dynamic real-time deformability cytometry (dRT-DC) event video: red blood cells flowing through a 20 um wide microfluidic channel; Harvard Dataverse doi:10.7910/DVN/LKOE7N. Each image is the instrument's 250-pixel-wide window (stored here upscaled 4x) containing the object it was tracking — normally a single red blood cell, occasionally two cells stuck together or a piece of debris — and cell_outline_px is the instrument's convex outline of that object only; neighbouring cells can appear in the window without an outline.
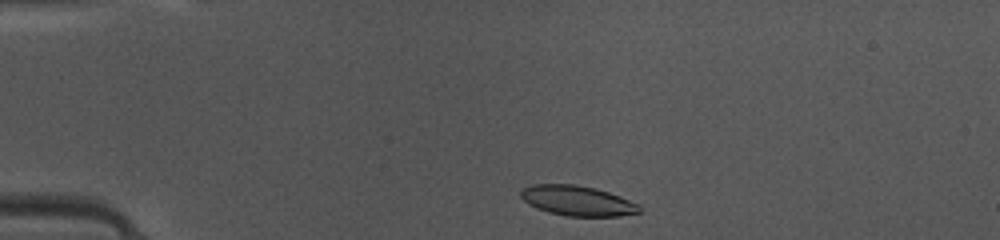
{"species": "common noctule bat (a hibernating species)", "species_latin": "Nyctalus noctula", "temperature_condition": "warm", "stored_images_in_passage": 38, "camera_frame_rate_fps": 3000, "um_per_image_px": 0.085, "animal": {"sex": "female", "body_mass_g": 10.0, "forearm_length_mm": 53.1}, "frame": {"image": 1, "passage_image": 1, "time_ms": 0.0, "image_size_px": [1000, 240], "cell_outline_px": [[640, 212], [620, 216], [568, 216], [548, 212], [536, 208], [528, 204], [520, 196], [520, 192], [524, 188], [532, 184], [572, 184], [596, 188], [620, 196], [640, 204]], "centroid_in_image_um": [49.08, 17.06], "position_along_channel_um": 35.9, "area_um2": 20.81}}
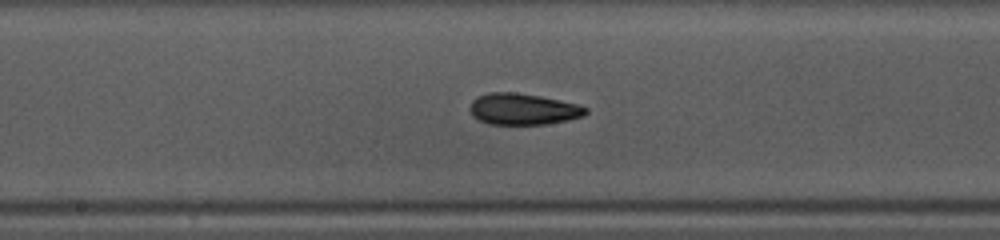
{"frame": {"image": 2, "passage_image": 16, "time_ms": 5.0, "image_size_px": [1000, 240], "cell_outline_px": [[588, 112], [584, 116], [568, 120], [548, 124], [488, 124], [472, 116], [472, 100], [476, 96], [492, 92], [516, 92], [540, 96], [580, 104], [588, 108]], "centroid_in_image_um": [44.51, 9.27], "position_along_channel_um": 203.7, "area_um2": 21.21}}
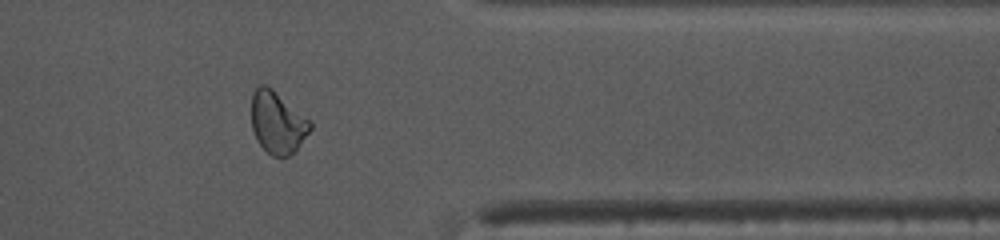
{"frame": {"image": 3, "passage_image": 30, "time_ms": 9.667, "image_size_px": [1000, 240], "cell_outline_px": [[312, 128], [300, 144], [288, 156], [280, 160], [272, 156], [256, 140], [252, 128], [252, 92], [260, 84], [264, 84], [272, 88], [312, 120]], "centroid_in_image_um": [23.6, 10.41], "position_along_channel_um": 387.8, "area_um2": 21.5}, "authors_computed_cell_mechanics": {"area_um2": 21.097, "velocity_mm_per_s": 4.1574, "shape_relaxation_time_tau1_ms": 6.8669, "shape_relaxation_time_tau2_ms": 2.1151, "deformation_change_tau1": 0.2153, "deformation_change_tau2": 0.0651}}